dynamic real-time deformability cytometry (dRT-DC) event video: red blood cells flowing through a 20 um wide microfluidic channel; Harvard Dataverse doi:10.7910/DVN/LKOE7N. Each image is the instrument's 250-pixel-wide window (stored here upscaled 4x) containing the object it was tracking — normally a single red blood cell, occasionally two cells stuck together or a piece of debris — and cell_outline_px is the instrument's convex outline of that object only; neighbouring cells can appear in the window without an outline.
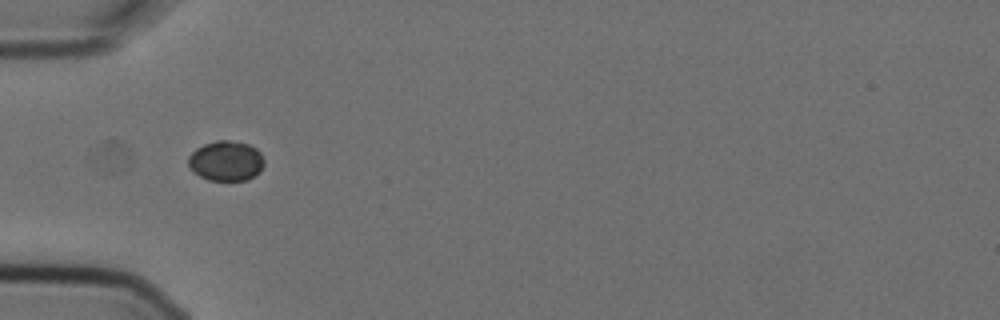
{"species": "Egyptian fruit bat (a non-hibernating species)", "species_latin": "Rousettus aegyptiacus", "temperature_condition": "cold", "stored_images_in_passage": 15, "camera_frame_rate_fps": 3000, "um_per_image_px": 0.085, "animal": {"sex": "female"}, "frame": {"image": 1, "passage_image": 5, "time_ms": 1.333, "image_size_px": [1000, 320], "cell_outline_px": [[264, 164], [260, 172], [248, 180], [208, 180], [192, 172], [188, 164], [188, 156], [196, 148], [204, 144], [216, 140], [228, 140], [248, 144], [256, 148], [260, 152], [264, 160]], "centroid_in_image_um": [19.21, 13.68], "position_along_channel_um": 65.8, "area_um2": 17.86}}
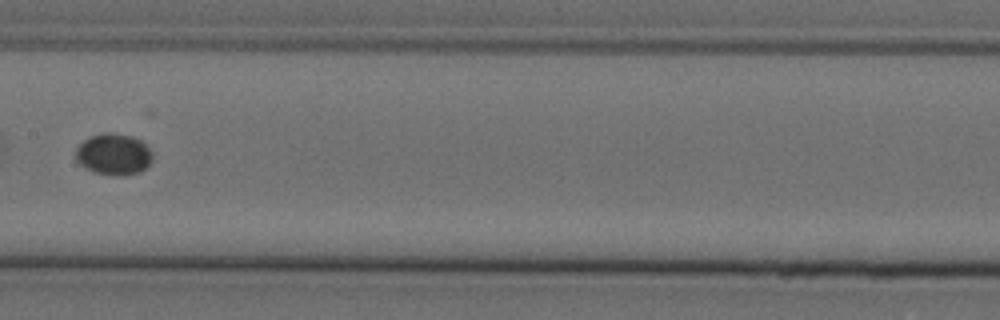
{"frame": {"image": 2, "passage_image": 8, "time_ms": 2.333, "image_size_px": [1000, 320], "cell_outline_px": [[152, 160], [140, 172], [120, 176], [96, 172], [84, 168], [76, 160], [76, 148], [88, 136], [104, 132], [112, 132], [132, 136], [140, 140], [152, 152]], "centroid_in_image_um": [9.64, 13.09], "position_along_channel_um": 197.8, "area_um2": 18.5}}
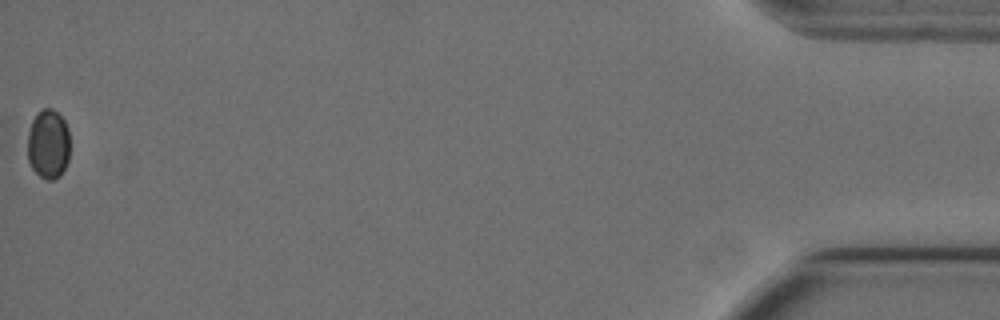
{"frame": {"image": 3, "passage_image": 15, "time_ms": 4.667, "image_size_px": [1000, 320], "cell_outline_px": [[68, 160], [60, 176], [52, 180], [48, 180], [40, 176], [32, 168], [28, 160], [28, 132], [32, 120], [44, 108], [52, 108], [64, 120], [68, 128]], "centroid_in_image_um": [4.1, 12.26], "position_along_channel_um": 431.1, "area_um2": 16.94}}